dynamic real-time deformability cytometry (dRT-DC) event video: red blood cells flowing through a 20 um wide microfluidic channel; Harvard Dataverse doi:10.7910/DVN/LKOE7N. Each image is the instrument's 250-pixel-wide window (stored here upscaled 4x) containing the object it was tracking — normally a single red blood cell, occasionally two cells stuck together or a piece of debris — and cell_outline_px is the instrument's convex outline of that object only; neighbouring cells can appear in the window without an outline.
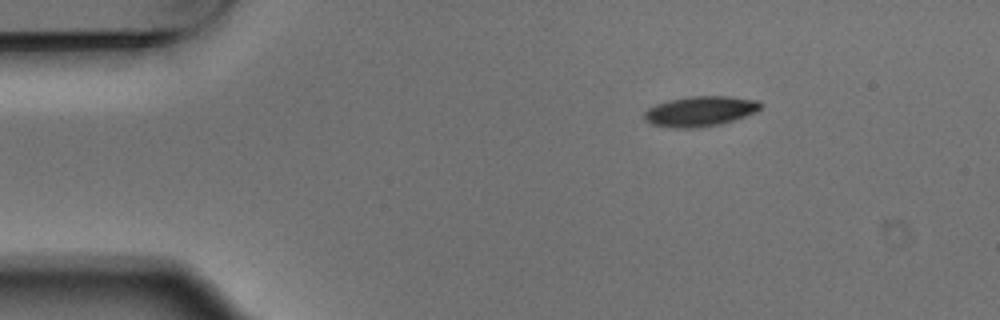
{"species": "Egyptian fruit bat (a non-hibernating species)", "species_latin": "Rousettus aegyptiacus", "temperature_condition": "warm", "stored_images_in_passage": 4, "camera_frame_rate_fps": 3000, "um_per_image_px": 0.085, "animal": {"sex": "male"}, "frame": {"image": 1, "passage_image": 1, "time_ms": 0.0, "image_size_px": [1000, 320], "cell_outline_px": [[764, 104], [756, 112], [720, 124], [692, 128], [676, 128], [652, 124], [644, 120], [644, 112], [648, 108], [656, 104], [668, 100], [688, 96], [728, 96], [760, 100]], "centroid_in_image_um": [59.52, 9.44], "position_along_channel_um": 25.5, "area_um2": 20.46}}
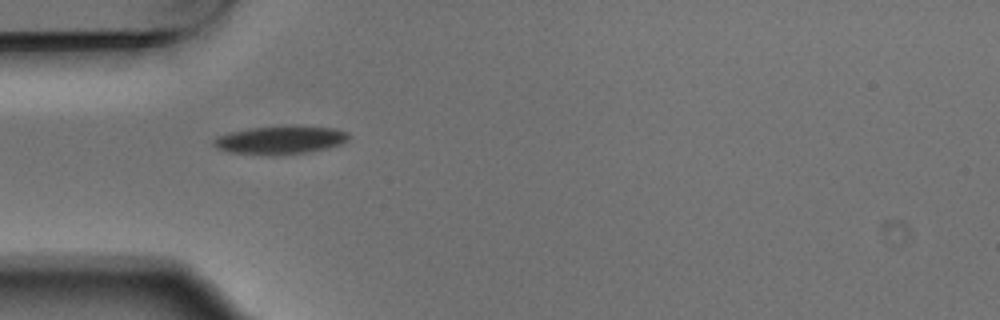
{"frame": {"image": 2, "passage_image": 3, "time_ms": 0.667, "image_size_px": [1000, 320], "cell_outline_px": [[348, 140], [340, 144], [328, 148], [312, 152], [280, 156], [268, 156], [228, 152], [216, 148], [212, 144], [212, 140], [216, 136], [228, 132], [252, 128], [332, 128], [348, 132]], "centroid_in_image_um": [23.74, 11.97], "position_along_channel_um": 61.3, "area_um2": 21.91}}
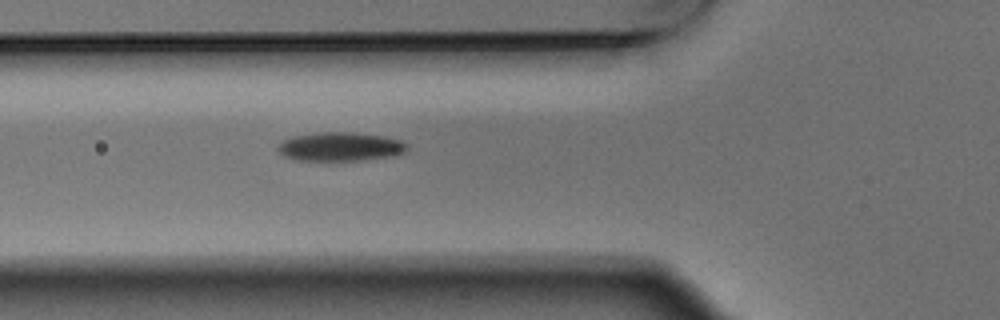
{"frame": {"image": 3, "passage_image": 4, "time_ms": 1.0, "image_size_px": [1000, 320], "cell_outline_px": [[408, 152], [396, 156], [360, 160], [296, 160], [284, 156], [276, 148], [284, 140], [292, 136], [320, 132], [348, 132], [384, 136], [400, 140], [408, 144]], "centroid_in_image_um": [28.98, 12.47], "position_along_channel_um": 96.8, "area_um2": 21.79}}